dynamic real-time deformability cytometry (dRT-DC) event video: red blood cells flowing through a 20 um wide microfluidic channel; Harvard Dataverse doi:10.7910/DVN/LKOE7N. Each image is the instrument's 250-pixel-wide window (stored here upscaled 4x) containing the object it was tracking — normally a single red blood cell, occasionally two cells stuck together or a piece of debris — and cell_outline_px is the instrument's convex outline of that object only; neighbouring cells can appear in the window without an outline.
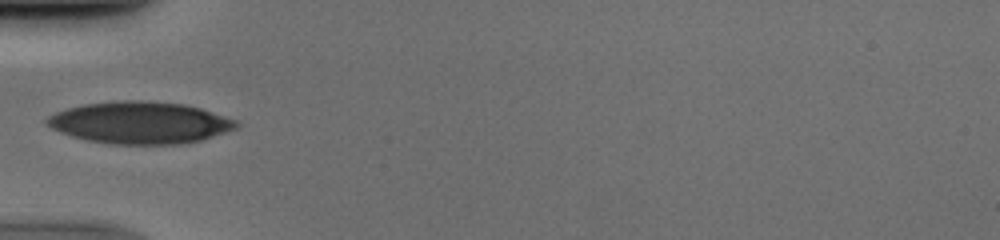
{"species": "human", "species_latin": "Homo sapiens", "temperature_condition": "cold", "stored_images_in_passage": 12, "camera_frame_rate_fps": 3000, "um_per_image_px": 0.085, "donor": {"sex": "male"}, "frame": {"image": 1, "passage_image": 1, "time_ms": 0.0, "image_size_px": [1000, 240], "cell_outline_px": [[240, 124], [236, 128], [200, 140], [180, 144], [108, 144], [88, 140], [72, 136], [60, 132], [44, 124], [44, 120], [48, 116], [56, 112], [68, 108], [84, 104], [120, 100], [140, 100], [184, 104], [200, 108], [236, 120]], "centroid_in_image_um": [11.85, 10.42], "position_along_channel_um": 73.1, "area_um2": 46.18}}
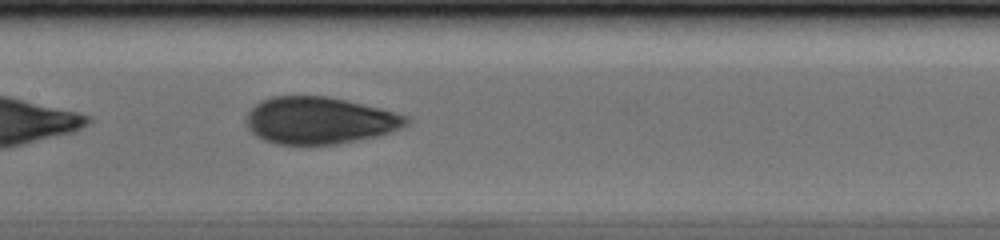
{"frame": {"image": 2, "passage_image": 9, "time_ms": 2.667, "image_size_px": [1000, 240], "cell_outline_px": [[408, 124], [400, 128], [376, 136], [336, 144], [276, 144], [264, 140], [256, 136], [248, 128], [244, 120], [248, 112], [256, 104], [272, 96], [328, 96], [380, 108], [408, 116]], "centroid_in_image_um": [27.12, 10.23], "position_along_channel_um": 180.3, "area_um2": 43.58}}